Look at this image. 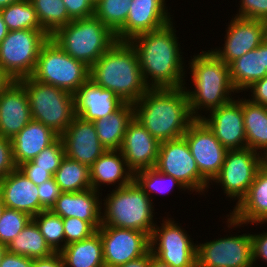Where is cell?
<instances>
[{
    "label": "cell",
    "instance_id": "1",
    "mask_svg": "<svg viewBox=\"0 0 267 267\" xmlns=\"http://www.w3.org/2000/svg\"><path fill=\"white\" fill-rule=\"evenodd\" d=\"M174 28L172 21L159 30L143 33L129 41L137 52L149 89L179 88L186 84L184 61Z\"/></svg>",
    "mask_w": 267,
    "mask_h": 267
},
{
    "label": "cell",
    "instance_id": "2",
    "mask_svg": "<svg viewBox=\"0 0 267 267\" xmlns=\"http://www.w3.org/2000/svg\"><path fill=\"white\" fill-rule=\"evenodd\" d=\"M134 117L159 143L183 137L195 120L184 86L149 89L134 103Z\"/></svg>",
    "mask_w": 267,
    "mask_h": 267
},
{
    "label": "cell",
    "instance_id": "3",
    "mask_svg": "<svg viewBox=\"0 0 267 267\" xmlns=\"http://www.w3.org/2000/svg\"><path fill=\"white\" fill-rule=\"evenodd\" d=\"M90 80L113 91L124 103L134 104L149 90L137 52L128 41H117L90 67Z\"/></svg>",
    "mask_w": 267,
    "mask_h": 267
},
{
    "label": "cell",
    "instance_id": "4",
    "mask_svg": "<svg viewBox=\"0 0 267 267\" xmlns=\"http://www.w3.org/2000/svg\"><path fill=\"white\" fill-rule=\"evenodd\" d=\"M193 57L189 68L194 88L193 91L184 88L192 116L201 119L199 110L207 112L218 108L234 99L231 94L237 91L230 80L229 65L212 51H202Z\"/></svg>",
    "mask_w": 267,
    "mask_h": 267
},
{
    "label": "cell",
    "instance_id": "5",
    "mask_svg": "<svg viewBox=\"0 0 267 267\" xmlns=\"http://www.w3.org/2000/svg\"><path fill=\"white\" fill-rule=\"evenodd\" d=\"M110 193L103 200L101 226L132 229L151 236L156 225L153 220L154 203L138 184L133 180Z\"/></svg>",
    "mask_w": 267,
    "mask_h": 267
},
{
    "label": "cell",
    "instance_id": "6",
    "mask_svg": "<svg viewBox=\"0 0 267 267\" xmlns=\"http://www.w3.org/2000/svg\"><path fill=\"white\" fill-rule=\"evenodd\" d=\"M50 38L89 67L117 42L116 35L95 16L72 20Z\"/></svg>",
    "mask_w": 267,
    "mask_h": 267
},
{
    "label": "cell",
    "instance_id": "7",
    "mask_svg": "<svg viewBox=\"0 0 267 267\" xmlns=\"http://www.w3.org/2000/svg\"><path fill=\"white\" fill-rule=\"evenodd\" d=\"M18 81L26 90L32 120L61 136L76 116L74 94L31 77Z\"/></svg>",
    "mask_w": 267,
    "mask_h": 267
},
{
    "label": "cell",
    "instance_id": "8",
    "mask_svg": "<svg viewBox=\"0 0 267 267\" xmlns=\"http://www.w3.org/2000/svg\"><path fill=\"white\" fill-rule=\"evenodd\" d=\"M30 77L74 94L90 79V67L71 57L49 37L40 49Z\"/></svg>",
    "mask_w": 267,
    "mask_h": 267
},
{
    "label": "cell",
    "instance_id": "9",
    "mask_svg": "<svg viewBox=\"0 0 267 267\" xmlns=\"http://www.w3.org/2000/svg\"><path fill=\"white\" fill-rule=\"evenodd\" d=\"M43 29L9 31L0 42V67L14 81L30 77L42 45L49 39Z\"/></svg>",
    "mask_w": 267,
    "mask_h": 267
},
{
    "label": "cell",
    "instance_id": "10",
    "mask_svg": "<svg viewBox=\"0 0 267 267\" xmlns=\"http://www.w3.org/2000/svg\"><path fill=\"white\" fill-rule=\"evenodd\" d=\"M155 168L181 182L188 191L202 195L211 185L199 172L184 137L161 142Z\"/></svg>",
    "mask_w": 267,
    "mask_h": 267
},
{
    "label": "cell",
    "instance_id": "11",
    "mask_svg": "<svg viewBox=\"0 0 267 267\" xmlns=\"http://www.w3.org/2000/svg\"><path fill=\"white\" fill-rule=\"evenodd\" d=\"M172 218L155 225L150 236L152 254L171 267H197V245Z\"/></svg>",
    "mask_w": 267,
    "mask_h": 267
},
{
    "label": "cell",
    "instance_id": "12",
    "mask_svg": "<svg viewBox=\"0 0 267 267\" xmlns=\"http://www.w3.org/2000/svg\"><path fill=\"white\" fill-rule=\"evenodd\" d=\"M197 267H252L251 234L225 236L197 244Z\"/></svg>",
    "mask_w": 267,
    "mask_h": 267
},
{
    "label": "cell",
    "instance_id": "13",
    "mask_svg": "<svg viewBox=\"0 0 267 267\" xmlns=\"http://www.w3.org/2000/svg\"><path fill=\"white\" fill-rule=\"evenodd\" d=\"M259 169V154L250 148L228 150L219 174L212 182L219 184L226 194L240 200L247 194Z\"/></svg>",
    "mask_w": 267,
    "mask_h": 267
},
{
    "label": "cell",
    "instance_id": "14",
    "mask_svg": "<svg viewBox=\"0 0 267 267\" xmlns=\"http://www.w3.org/2000/svg\"><path fill=\"white\" fill-rule=\"evenodd\" d=\"M183 137L189 145L200 174L212 184L223 166L228 150L217 140L214 132L202 119H195Z\"/></svg>",
    "mask_w": 267,
    "mask_h": 267
},
{
    "label": "cell",
    "instance_id": "15",
    "mask_svg": "<svg viewBox=\"0 0 267 267\" xmlns=\"http://www.w3.org/2000/svg\"><path fill=\"white\" fill-rule=\"evenodd\" d=\"M97 231L102 240L105 267L124 265L150 250L147 233L113 226H100Z\"/></svg>",
    "mask_w": 267,
    "mask_h": 267
},
{
    "label": "cell",
    "instance_id": "16",
    "mask_svg": "<svg viewBox=\"0 0 267 267\" xmlns=\"http://www.w3.org/2000/svg\"><path fill=\"white\" fill-rule=\"evenodd\" d=\"M209 113L208 118L202 115L201 119L227 150L247 148L242 99H232Z\"/></svg>",
    "mask_w": 267,
    "mask_h": 267
},
{
    "label": "cell",
    "instance_id": "17",
    "mask_svg": "<svg viewBox=\"0 0 267 267\" xmlns=\"http://www.w3.org/2000/svg\"><path fill=\"white\" fill-rule=\"evenodd\" d=\"M165 2V0H131L127 20L115 34L117 41L129 42L138 35L159 30L171 23L173 19Z\"/></svg>",
    "mask_w": 267,
    "mask_h": 267
},
{
    "label": "cell",
    "instance_id": "18",
    "mask_svg": "<svg viewBox=\"0 0 267 267\" xmlns=\"http://www.w3.org/2000/svg\"><path fill=\"white\" fill-rule=\"evenodd\" d=\"M230 24V25H229ZM228 24L222 49L211 51L226 64L257 48L263 41L262 20L232 17Z\"/></svg>",
    "mask_w": 267,
    "mask_h": 267
},
{
    "label": "cell",
    "instance_id": "19",
    "mask_svg": "<svg viewBox=\"0 0 267 267\" xmlns=\"http://www.w3.org/2000/svg\"><path fill=\"white\" fill-rule=\"evenodd\" d=\"M60 138L65 156L89 167L107 150L99 141L94 123L77 115Z\"/></svg>",
    "mask_w": 267,
    "mask_h": 267
},
{
    "label": "cell",
    "instance_id": "20",
    "mask_svg": "<svg viewBox=\"0 0 267 267\" xmlns=\"http://www.w3.org/2000/svg\"><path fill=\"white\" fill-rule=\"evenodd\" d=\"M160 143L134 117L128 124L120 151L133 172L155 168Z\"/></svg>",
    "mask_w": 267,
    "mask_h": 267
},
{
    "label": "cell",
    "instance_id": "21",
    "mask_svg": "<svg viewBox=\"0 0 267 267\" xmlns=\"http://www.w3.org/2000/svg\"><path fill=\"white\" fill-rule=\"evenodd\" d=\"M228 228L243 224H264L267 222V171L258 169L247 194L227 215Z\"/></svg>",
    "mask_w": 267,
    "mask_h": 267
},
{
    "label": "cell",
    "instance_id": "22",
    "mask_svg": "<svg viewBox=\"0 0 267 267\" xmlns=\"http://www.w3.org/2000/svg\"><path fill=\"white\" fill-rule=\"evenodd\" d=\"M32 120L28 96L19 81L0 94V136L12 139Z\"/></svg>",
    "mask_w": 267,
    "mask_h": 267
},
{
    "label": "cell",
    "instance_id": "23",
    "mask_svg": "<svg viewBox=\"0 0 267 267\" xmlns=\"http://www.w3.org/2000/svg\"><path fill=\"white\" fill-rule=\"evenodd\" d=\"M74 99L76 115L91 122L108 117L124 104L113 91L90 79L74 93Z\"/></svg>",
    "mask_w": 267,
    "mask_h": 267
},
{
    "label": "cell",
    "instance_id": "24",
    "mask_svg": "<svg viewBox=\"0 0 267 267\" xmlns=\"http://www.w3.org/2000/svg\"><path fill=\"white\" fill-rule=\"evenodd\" d=\"M0 194L6 208L36 216L45 210L40 205L38 187L18 168L0 179Z\"/></svg>",
    "mask_w": 267,
    "mask_h": 267
},
{
    "label": "cell",
    "instance_id": "25",
    "mask_svg": "<svg viewBox=\"0 0 267 267\" xmlns=\"http://www.w3.org/2000/svg\"><path fill=\"white\" fill-rule=\"evenodd\" d=\"M99 194L92 188L81 192H62L50 210L62 218L75 217L87 221L97 231L101 226L103 204Z\"/></svg>",
    "mask_w": 267,
    "mask_h": 267
},
{
    "label": "cell",
    "instance_id": "26",
    "mask_svg": "<svg viewBox=\"0 0 267 267\" xmlns=\"http://www.w3.org/2000/svg\"><path fill=\"white\" fill-rule=\"evenodd\" d=\"M60 136L41 122L31 120L12 139L13 159L16 166L34 159Z\"/></svg>",
    "mask_w": 267,
    "mask_h": 267
},
{
    "label": "cell",
    "instance_id": "27",
    "mask_svg": "<svg viewBox=\"0 0 267 267\" xmlns=\"http://www.w3.org/2000/svg\"><path fill=\"white\" fill-rule=\"evenodd\" d=\"M134 173L128 168L120 150H106L91 166V188L100 191L102 185H116L122 188L130 184Z\"/></svg>",
    "mask_w": 267,
    "mask_h": 267
},
{
    "label": "cell",
    "instance_id": "28",
    "mask_svg": "<svg viewBox=\"0 0 267 267\" xmlns=\"http://www.w3.org/2000/svg\"><path fill=\"white\" fill-rule=\"evenodd\" d=\"M229 71L232 86L237 93L264 78L267 75V44L263 41L254 50L232 61Z\"/></svg>",
    "mask_w": 267,
    "mask_h": 267
},
{
    "label": "cell",
    "instance_id": "29",
    "mask_svg": "<svg viewBox=\"0 0 267 267\" xmlns=\"http://www.w3.org/2000/svg\"><path fill=\"white\" fill-rule=\"evenodd\" d=\"M134 118V104L124 103L108 117L93 121L100 143L107 150H120L129 122Z\"/></svg>",
    "mask_w": 267,
    "mask_h": 267
},
{
    "label": "cell",
    "instance_id": "30",
    "mask_svg": "<svg viewBox=\"0 0 267 267\" xmlns=\"http://www.w3.org/2000/svg\"><path fill=\"white\" fill-rule=\"evenodd\" d=\"M60 254L65 267H105L103 245L98 231L82 241L65 245Z\"/></svg>",
    "mask_w": 267,
    "mask_h": 267
},
{
    "label": "cell",
    "instance_id": "31",
    "mask_svg": "<svg viewBox=\"0 0 267 267\" xmlns=\"http://www.w3.org/2000/svg\"><path fill=\"white\" fill-rule=\"evenodd\" d=\"M242 113L247 147L258 153L267 146V106L242 98Z\"/></svg>",
    "mask_w": 267,
    "mask_h": 267
},
{
    "label": "cell",
    "instance_id": "32",
    "mask_svg": "<svg viewBox=\"0 0 267 267\" xmlns=\"http://www.w3.org/2000/svg\"><path fill=\"white\" fill-rule=\"evenodd\" d=\"M11 253L32 259L44 258L55 253L47 244L36 223L31 220L7 245Z\"/></svg>",
    "mask_w": 267,
    "mask_h": 267
},
{
    "label": "cell",
    "instance_id": "33",
    "mask_svg": "<svg viewBox=\"0 0 267 267\" xmlns=\"http://www.w3.org/2000/svg\"><path fill=\"white\" fill-rule=\"evenodd\" d=\"M53 177L62 192H81L91 188L90 167L67 156Z\"/></svg>",
    "mask_w": 267,
    "mask_h": 267
},
{
    "label": "cell",
    "instance_id": "34",
    "mask_svg": "<svg viewBox=\"0 0 267 267\" xmlns=\"http://www.w3.org/2000/svg\"><path fill=\"white\" fill-rule=\"evenodd\" d=\"M43 30L52 36L72 19L68 16L63 0H30Z\"/></svg>",
    "mask_w": 267,
    "mask_h": 267
},
{
    "label": "cell",
    "instance_id": "35",
    "mask_svg": "<svg viewBox=\"0 0 267 267\" xmlns=\"http://www.w3.org/2000/svg\"><path fill=\"white\" fill-rule=\"evenodd\" d=\"M0 13L9 31L43 29L30 0H22L13 3L1 9Z\"/></svg>",
    "mask_w": 267,
    "mask_h": 267
},
{
    "label": "cell",
    "instance_id": "36",
    "mask_svg": "<svg viewBox=\"0 0 267 267\" xmlns=\"http://www.w3.org/2000/svg\"><path fill=\"white\" fill-rule=\"evenodd\" d=\"M131 0H99L94 5V16L116 34L125 24Z\"/></svg>",
    "mask_w": 267,
    "mask_h": 267
},
{
    "label": "cell",
    "instance_id": "37",
    "mask_svg": "<svg viewBox=\"0 0 267 267\" xmlns=\"http://www.w3.org/2000/svg\"><path fill=\"white\" fill-rule=\"evenodd\" d=\"M32 220L38 226L47 244L54 252H60L65 247L63 218L51 210H43Z\"/></svg>",
    "mask_w": 267,
    "mask_h": 267
},
{
    "label": "cell",
    "instance_id": "38",
    "mask_svg": "<svg viewBox=\"0 0 267 267\" xmlns=\"http://www.w3.org/2000/svg\"><path fill=\"white\" fill-rule=\"evenodd\" d=\"M138 186L151 198L152 192L167 193L176 186L186 190L184 185L172 176L160 173L156 168L144 169L134 173L133 179Z\"/></svg>",
    "mask_w": 267,
    "mask_h": 267
},
{
    "label": "cell",
    "instance_id": "39",
    "mask_svg": "<svg viewBox=\"0 0 267 267\" xmlns=\"http://www.w3.org/2000/svg\"><path fill=\"white\" fill-rule=\"evenodd\" d=\"M31 220L25 212L6 208L0 218V242L8 245Z\"/></svg>",
    "mask_w": 267,
    "mask_h": 267
},
{
    "label": "cell",
    "instance_id": "40",
    "mask_svg": "<svg viewBox=\"0 0 267 267\" xmlns=\"http://www.w3.org/2000/svg\"><path fill=\"white\" fill-rule=\"evenodd\" d=\"M64 157V144L62 139L59 137L53 144L42 150L31 161L36 165V168L48 169V171L54 176Z\"/></svg>",
    "mask_w": 267,
    "mask_h": 267
},
{
    "label": "cell",
    "instance_id": "41",
    "mask_svg": "<svg viewBox=\"0 0 267 267\" xmlns=\"http://www.w3.org/2000/svg\"><path fill=\"white\" fill-rule=\"evenodd\" d=\"M65 245L79 242L90 237L96 230L87 222L79 218H63Z\"/></svg>",
    "mask_w": 267,
    "mask_h": 267
},
{
    "label": "cell",
    "instance_id": "42",
    "mask_svg": "<svg viewBox=\"0 0 267 267\" xmlns=\"http://www.w3.org/2000/svg\"><path fill=\"white\" fill-rule=\"evenodd\" d=\"M236 17L245 19H267V0H241Z\"/></svg>",
    "mask_w": 267,
    "mask_h": 267
},
{
    "label": "cell",
    "instance_id": "43",
    "mask_svg": "<svg viewBox=\"0 0 267 267\" xmlns=\"http://www.w3.org/2000/svg\"><path fill=\"white\" fill-rule=\"evenodd\" d=\"M37 187L40 205L45 210H50L62 193L59 185L56 183V180L53 177L48 181H45L42 184L38 185Z\"/></svg>",
    "mask_w": 267,
    "mask_h": 267
},
{
    "label": "cell",
    "instance_id": "44",
    "mask_svg": "<svg viewBox=\"0 0 267 267\" xmlns=\"http://www.w3.org/2000/svg\"><path fill=\"white\" fill-rule=\"evenodd\" d=\"M17 168L13 159L12 141L0 136V179Z\"/></svg>",
    "mask_w": 267,
    "mask_h": 267
},
{
    "label": "cell",
    "instance_id": "45",
    "mask_svg": "<svg viewBox=\"0 0 267 267\" xmlns=\"http://www.w3.org/2000/svg\"><path fill=\"white\" fill-rule=\"evenodd\" d=\"M63 3L72 20L94 16V5L90 0H63Z\"/></svg>",
    "mask_w": 267,
    "mask_h": 267
},
{
    "label": "cell",
    "instance_id": "46",
    "mask_svg": "<svg viewBox=\"0 0 267 267\" xmlns=\"http://www.w3.org/2000/svg\"><path fill=\"white\" fill-rule=\"evenodd\" d=\"M17 168L37 186L53 178L48 169L36 168L31 160L18 165Z\"/></svg>",
    "mask_w": 267,
    "mask_h": 267
},
{
    "label": "cell",
    "instance_id": "47",
    "mask_svg": "<svg viewBox=\"0 0 267 267\" xmlns=\"http://www.w3.org/2000/svg\"><path fill=\"white\" fill-rule=\"evenodd\" d=\"M253 264L255 265L257 259H262L267 263V232L251 234Z\"/></svg>",
    "mask_w": 267,
    "mask_h": 267
},
{
    "label": "cell",
    "instance_id": "48",
    "mask_svg": "<svg viewBox=\"0 0 267 267\" xmlns=\"http://www.w3.org/2000/svg\"><path fill=\"white\" fill-rule=\"evenodd\" d=\"M251 89V100L254 103L261 104L263 106H267V75L254 82L246 91Z\"/></svg>",
    "mask_w": 267,
    "mask_h": 267
},
{
    "label": "cell",
    "instance_id": "49",
    "mask_svg": "<svg viewBox=\"0 0 267 267\" xmlns=\"http://www.w3.org/2000/svg\"><path fill=\"white\" fill-rule=\"evenodd\" d=\"M33 259L27 256L17 255L7 250L0 267H32Z\"/></svg>",
    "mask_w": 267,
    "mask_h": 267
},
{
    "label": "cell",
    "instance_id": "50",
    "mask_svg": "<svg viewBox=\"0 0 267 267\" xmlns=\"http://www.w3.org/2000/svg\"><path fill=\"white\" fill-rule=\"evenodd\" d=\"M32 267H65V264L60 252H55L48 257L33 259Z\"/></svg>",
    "mask_w": 267,
    "mask_h": 267
},
{
    "label": "cell",
    "instance_id": "51",
    "mask_svg": "<svg viewBox=\"0 0 267 267\" xmlns=\"http://www.w3.org/2000/svg\"><path fill=\"white\" fill-rule=\"evenodd\" d=\"M150 265V250L143 256L131 260L124 265H120L118 267H149Z\"/></svg>",
    "mask_w": 267,
    "mask_h": 267
},
{
    "label": "cell",
    "instance_id": "52",
    "mask_svg": "<svg viewBox=\"0 0 267 267\" xmlns=\"http://www.w3.org/2000/svg\"><path fill=\"white\" fill-rule=\"evenodd\" d=\"M14 80L9 77L0 67V94L13 82Z\"/></svg>",
    "mask_w": 267,
    "mask_h": 267
},
{
    "label": "cell",
    "instance_id": "53",
    "mask_svg": "<svg viewBox=\"0 0 267 267\" xmlns=\"http://www.w3.org/2000/svg\"><path fill=\"white\" fill-rule=\"evenodd\" d=\"M258 151L259 154V169L267 171V146Z\"/></svg>",
    "mask_w": 267,
    "mask_h": 267
},
{
    "label": "cell",
    "instance_id": "54",
    "mask_svg": "<svg viewBox=\"0 0 267 267\" xmlns=\"http://www.w3.org/2000/svg\"><path fill=\"white\" fill-rule=\"evenodd\" d=\"M149 267H171L170 265H168L165 262H162L161 260H159L157 257H155L151 250H150V265Z\"/></svg>",
    "mask_w": 267,
    "mask_h": 267
},
{
    "label": "cell",
    "instance_id": "55",
    "mask_svg": "<svg viewBox=\"0 0 267 267\" xmlns=\"http://www.w3.org/2000/svg\"><path fill=\"white\" fill-rule=\"evenodd\" d=\"M9 30L7 28V25L3 21L2 15L0 13V42L6 37Z\"/></svg>",
    "mask_w": 267,
    "mask_h": 267
},
{
    "label": "cell",
    "instance_id": "56",
    "mask_svg": "<svg viewBox=\"0 0 267 267\" xmlns=\"http://www.w3.org/2000/svg\"><path fill=\"white\" fill-rule=\"evenodd\" d=\"M19 1H22V0H0V10L3 8H6L7 6L13 3H17Z\"/></svg>",
    "mask_w": 267,
    "mask_h": 267
},
{
    "label": "cell",
    "instance_id": "57",
    "mask_svg": "<svg viewBox=\"0 0 267 267\" xmlns=\"http://www.w3.org/2000/svg\"><path fill=\"white\" fill-rule=\"evenodd\" d=\"M7 252V245H5L4 243L0 242V264L2 261V258L4 256V254Z\"/></svg>",
    "mask_w": 267,
    "mask_h": 267
},
{
    "label": "cell",
    "instance_id": "58",
    "mask_svg": "<svg viewBox=\"0 0 267 267\" xmlns=\"http://www.w3.org/2000/svg\"><path fill=\"white\" fill-rule=\"evenodd\" d=\"M263 22V38L264 42L267 44V19L262 20Z\"/></svg>",
    "mask_w": 267,
    "mask_h": 267
},
{
    "label": "cell",
    "instance_id": "59",
    "mask_svg": "<svg viewBox=\"0 0 267 267\" xmlns=\"http://www.w3.org/2000/svg\"><path fill=\"white\" fill-rule=\"evenodd\" d=\"M5 209H6V205L3 202V198H2V196L0 194V218H1V216H2V214H3Z\"/></svg>",
    "mask_w": 267,
    "mask_h": 267
},
{
    "label": "cell",
    "instance_id": "60",
    "mask_svg": "<svg viewBox=\"0 0 267 267\" xmlns=\"http://www.w3.org/2000/svg\"><path fill=\"white\" fill-rule=\"evenodd\" d=\"M95 5L99 0H90Z\"/></svg>",
    "mask_w": 267,
    "mask_h": 267
}]
</instances>
